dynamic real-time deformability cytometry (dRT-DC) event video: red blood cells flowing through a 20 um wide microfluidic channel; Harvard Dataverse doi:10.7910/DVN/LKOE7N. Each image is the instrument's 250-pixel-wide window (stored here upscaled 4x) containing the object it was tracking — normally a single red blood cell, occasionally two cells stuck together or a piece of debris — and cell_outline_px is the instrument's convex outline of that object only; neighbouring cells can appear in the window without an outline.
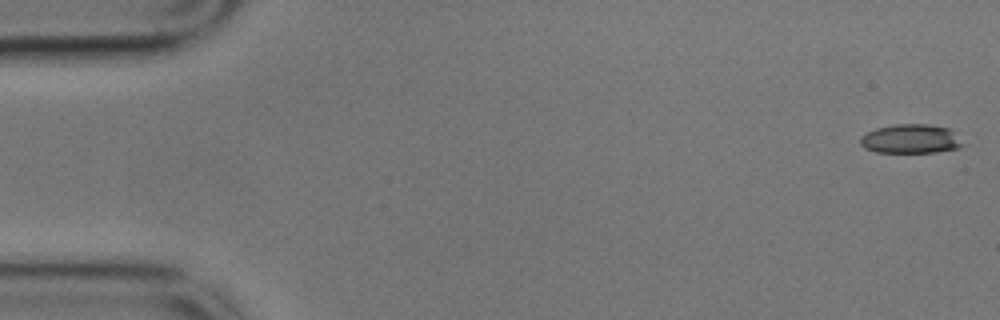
{"species": "common noctule bat (a hibernating species)", "species_latin": "Nyctalus noctula", "temperature_condition": "cold", "stored_images_in_passage": 7, "camera_frame_rate_fps": 3000, "um_per_image_px": 0.085, "animal": {"sex": "male", "body_mass_g": 17.9}, "frame": {"image": 1, "passage_image": 1, "time_ms": 0.0, "image_size_px": [1000, 320], "cell_outline_px": [[968, 144], [960, 148], [936, 152], [876, 152], [864, 148], [860, 144], [860, 136], [876, 128], [896, 124], [928, 124], [948, 128]], "centroid_in_image_um": [77.45, 11.81], "position_along_channel_um": 7.5, "area_um2": 17.57}}